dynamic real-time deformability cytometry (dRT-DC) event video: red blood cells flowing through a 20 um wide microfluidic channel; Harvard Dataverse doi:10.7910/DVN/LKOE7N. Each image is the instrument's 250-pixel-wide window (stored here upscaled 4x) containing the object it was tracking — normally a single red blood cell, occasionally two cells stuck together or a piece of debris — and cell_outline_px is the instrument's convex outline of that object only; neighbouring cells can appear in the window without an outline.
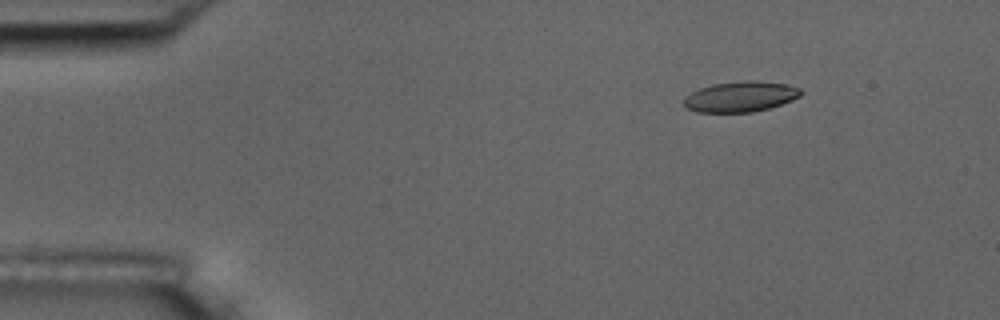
{"species": "common noctule bat (a hibernating species)", "species_latin": "Nyctalus noctula", "temperature_condition": "room temperature", "stored_images_in_passage": 11, "camera_frame_rate_fps": 3000, "um_per_image_px": 0.085, "animal": {"sex": "male", "body_mass_g": 17.5, "forearm_length_mm": 52.3}, "frame": {"image": 1, "passage_image": 2, "time_ms": 0.333, "image_size_px": [1000, 320], "cell_outline_px": [[800, 96], [792, 100], [768, 108], [752, 112], [696, 112], [688, 108], [684, 104], [684, 100], [692, 92], [700, 88], [712, 84], [748, 80], [752, 80], [784, 84], [800, 88]], "centroid_in_image_um": [62.93, 8.21], "position_along_channel_um": 22.1, "area_um2": 20.4}}
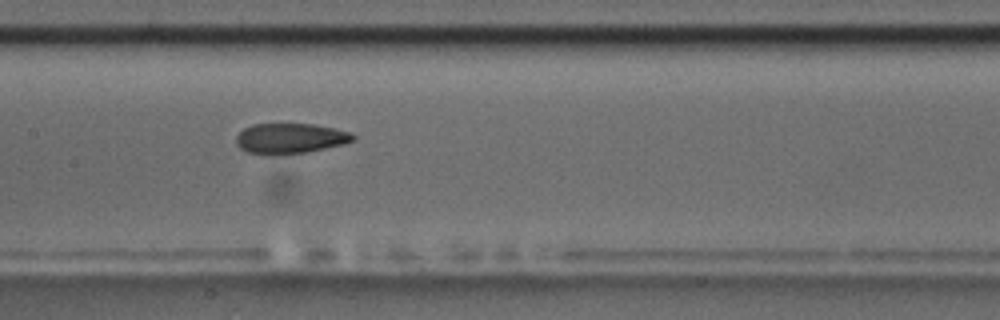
{"frame": {"image": 2, "passage_image": 8, "time_ms": 2.333, "image_size_px": [1000, 320], "cell_outline_px": [[356, 136], [352, 140], [344, 144], [308, 152], [272, 156], [248, 152], [240, 148], [236, 144], [236, 136], [244, 128], [252, 124], [312, 124], [352, 132]], "centroid_in_image_um": [24.64, 11.78], "position_along_channel_um": 182.8, "area_um2": 20.81}}
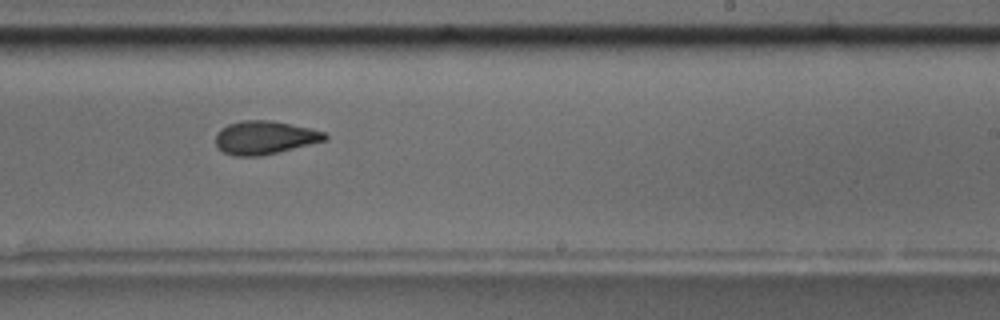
{"frame": {"image": 3, "passage_image": 10, "time_ms": 3.0, "image_size_px": [1000, 320], "cell_outline_px": [[328, 136], [324, 140], [260, 156], [236, 156], [224, 152], [216, 144], [216, 132], [228, 124], [240, 120], [272, 120], [312, 128], [324, 132]], "centroid_in_image_um": [22.47, 11.67], "position_along_channel_um": 266.5, "area_um2": 20.98}}